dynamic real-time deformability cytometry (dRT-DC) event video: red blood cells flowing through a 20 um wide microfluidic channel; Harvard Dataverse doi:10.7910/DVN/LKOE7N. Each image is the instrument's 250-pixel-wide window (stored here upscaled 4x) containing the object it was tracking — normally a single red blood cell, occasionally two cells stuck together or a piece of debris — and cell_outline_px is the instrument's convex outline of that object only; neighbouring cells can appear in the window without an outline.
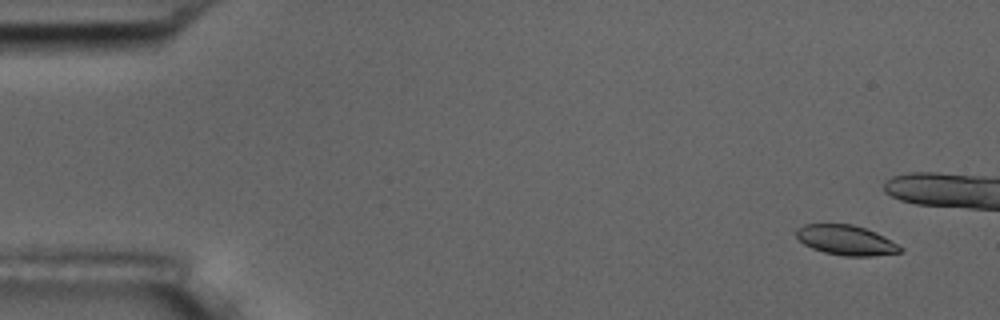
{"species": "common noctule bat (a hibernating species)", "species_latin": "Nyctalus noctula", "temperature_condition": "room temperature", "stored_images_in_passage": 6, "camera_frame_rate_fps": 3000, "um_per_image_px": 0.085, "animal": {"sex": "male", "body_mass_g": 17.5, "forearm_length_mm": 52.3}, "frame": {"image": 1, "passage_image": 2, "time_ms": 1.0, "image_size_px": [1000, 320], "cell_outline_px": [[904, 252], [872, 256], [844, 256], [824, 252], [812, 248], [804, 244], [796, 236], [796, 228], [804, 224], [852, 224], [876, 232], [884, 236], [904, 248]], "centroid_in_image_um": [71.93, 20.42], "position_along_channel_um": 13.1, "area_um2": 18.21}}